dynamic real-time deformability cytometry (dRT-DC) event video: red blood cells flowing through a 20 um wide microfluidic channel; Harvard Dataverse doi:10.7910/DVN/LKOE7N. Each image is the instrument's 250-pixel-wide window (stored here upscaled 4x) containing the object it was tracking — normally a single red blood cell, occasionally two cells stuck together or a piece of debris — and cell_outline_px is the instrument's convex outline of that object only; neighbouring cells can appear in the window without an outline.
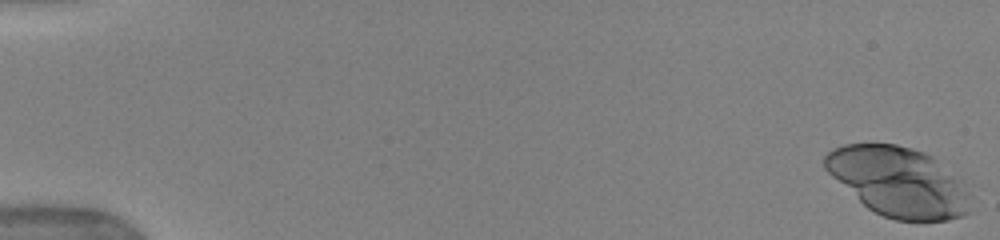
{"species": "human", "species_latin": "Homo sapiens", "temperature_condition": "warm", "stored_images_in_passage": 47, "camera_frame_rate_fps": 3000, "um_per_image_px": 0.085, "donor": {"sex": "female"}, "frame": {"image": 1, "passage_image": 1, "time_ms": 0.0, "image_size_px": [1000, 240], "cell_outline_px": [[972, 196], [968, 212], [960, 216], [948, 220], [896, 220], [884, 216], [868, 208], [832, 176], [824, 168], [824, 156], [832, 148], [844, 144], [896, 144], [912, 148], [924, 152], [932, 156], [964, 180]], "centroid_in_image_um": [76.43, 15.43], "position_along_channel_um": 8.6, "area_um2": 59.07}, "authors_computed_cell_mechanics": {"area_um2": 36.703, "velocity_mm_per_s": 3.9195, "shape_relaxation_time_tau1_ms": 2.3853, "shape_relaxation_time_tau2_ms": null, "deformation_change_tau1": 0.1327, "deformation_change_tau2": null}}